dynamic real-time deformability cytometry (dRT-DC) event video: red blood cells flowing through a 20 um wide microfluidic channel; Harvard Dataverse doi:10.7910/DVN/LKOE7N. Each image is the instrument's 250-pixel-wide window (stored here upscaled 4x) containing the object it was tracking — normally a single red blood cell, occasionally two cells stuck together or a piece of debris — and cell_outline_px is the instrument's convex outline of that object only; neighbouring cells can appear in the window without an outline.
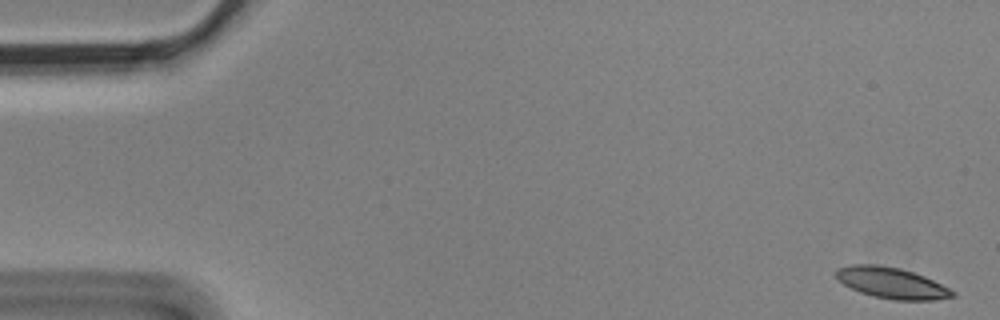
{"species": "Egyptian fruit bat (a non-hibernating species)", "species_latin": "Rousettus aegyptiacus", "temperature_condition": "cold", "stored_images_in_passage": 5, "camera_frame_rate_fps": 3000, "um_per_image_px": 0.085, "animal": {"sex": "male"}, "frame": {"image": 1, "passage_image": 1, "time_ms": 0.0, "image_size_px": [1000, 320], "cell_outline_px": [[956, 296], [936, 300], [892, 300], [872, 296], [860, 292], [844, 284], [836, 276], [836, 268], [852, 264], [876, 264], [900, 268], [924, 276], [956, 292]], "centroid_in_image_um": [75.79, 24.05], "position_along_channel_um": 9.2, "area_um2": 20.98}}
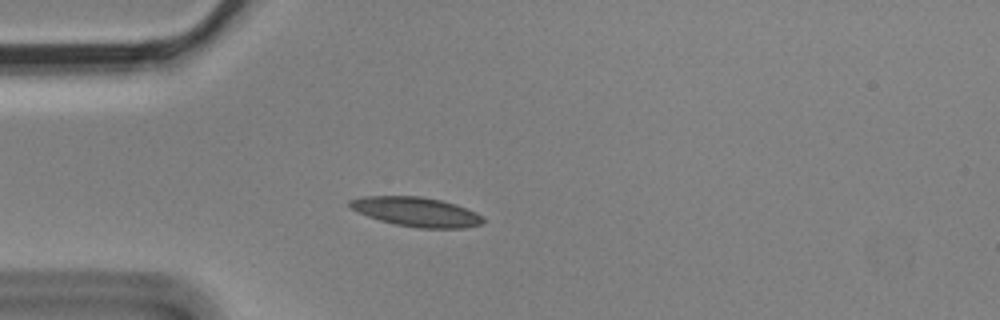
{"frame": {"image": 2, "passage_image": 5, "time_ms": 1.333, "image_size_px": [1000, 320], "cell_outline_px": [[484, 224], [464, 228], [416, 228], [396, 224], [380, 220], [368, 216], [352, 208], [348, 204], [348, 200], [364, 196], [420, 196], [440, 200], [456, 204], [476, 212], [484, 216]], "centroid_in_image_um": [35.44, 18.01], "position_along_channel_um": 49.6, "area_um2": 22.83}}